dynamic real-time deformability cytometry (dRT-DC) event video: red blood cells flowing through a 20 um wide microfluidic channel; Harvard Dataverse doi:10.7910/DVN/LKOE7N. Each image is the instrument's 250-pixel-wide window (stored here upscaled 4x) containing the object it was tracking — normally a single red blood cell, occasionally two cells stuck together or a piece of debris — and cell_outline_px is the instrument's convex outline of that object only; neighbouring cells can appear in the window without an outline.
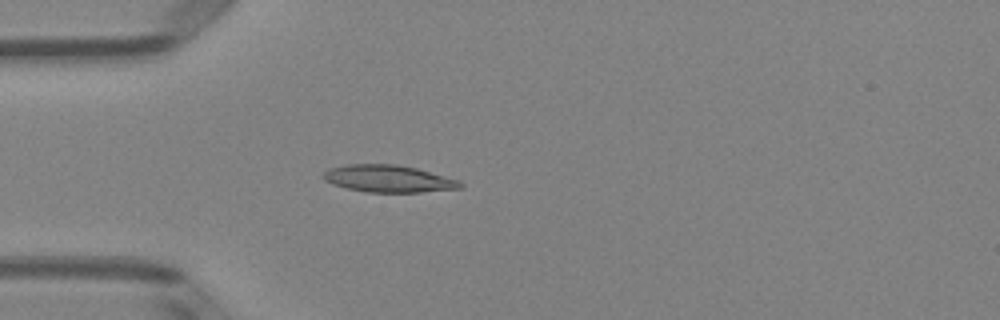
{"species": "Egyptian fruit bat (a non-hibernating species)", "species_latin": "Rousettus aegyptiacus", "temperature_condition": "room temperature", "stored_images_in_passage": 51, "camera_frame_rate_fps": 3000, "um_per_image_px": 0.085, "animal": {"sex": "female"}, "frame": {"image": 1, "passage_image": 15, "time_ms": 4.667, "image_size_px": [1000, 320], "cell_outline_px": [[464, 188], [420, 192], [368, 192], [348, 188], [332, 184], [324, 180], [320, 176], [328, 168], [344, 164], [396, 164], [416, 168], [460, 180], [464, 184]], "centroid_in_image_um": [33.01, 15.18], "position_along_channel_um": 52.0, "area_um2": 21.85}}
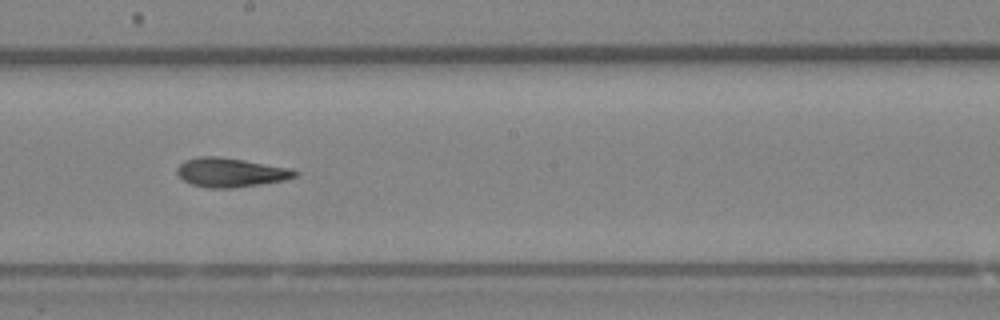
{"frame": {"image": 2, "passage_image": 29, "time_ms": 9.333, "image_size_px": [1000, 320], "cell_outline_px": [[300, 172], [296, 176], [284, 180], [260, 184], [232, 188], [208, 188], [192, 184], [184, 180], [176, 172], [176, 168], [184, 160], [200, 156], [220, 156], [292, 168]], "centroid_in_image_um": [19.61, 14.65], "position_along_channel_um": 228.6, "area_um2": 20.06}}
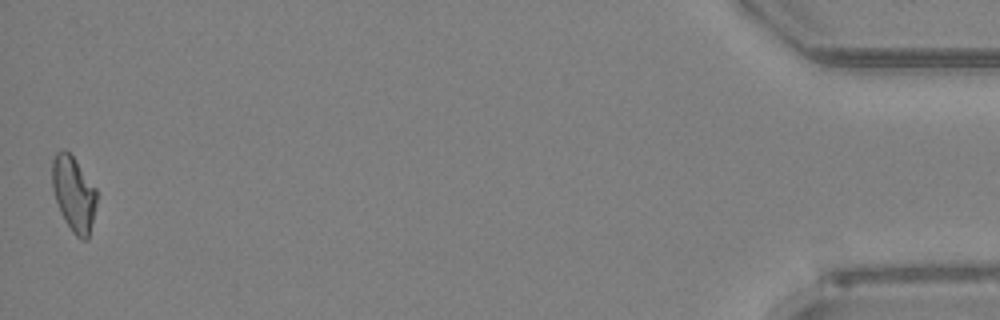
{"frame": {"image": 3, "passage_image": 51, "time_ms": 16.667, "image_size_px": [1000, 320], "cell_outline_px": [[96, 204], [88, 240], [80, 240], [72, 232], [64, 220], [60, 212], [52, 188], [52, 160], [56, 152], [60, 148], [64, 148], [72, 156], [96, 188]], "centroid_in_image_um": [6.25, 16.48], "position_along_channel_um": 429.0, "area_um2": 19.48}, "authors_computed_cell_mechanics": {"area_um2": 19.941, "velocity_mm_per_s": 3.9896, "shape_relaxation_time_tau1_ms": 4.3838, "shape_relaxation_time_tau2_ms": 2.2913, "deformation_change_tau1": 0.1552, "deformation_change_tau2": 0.1063}}